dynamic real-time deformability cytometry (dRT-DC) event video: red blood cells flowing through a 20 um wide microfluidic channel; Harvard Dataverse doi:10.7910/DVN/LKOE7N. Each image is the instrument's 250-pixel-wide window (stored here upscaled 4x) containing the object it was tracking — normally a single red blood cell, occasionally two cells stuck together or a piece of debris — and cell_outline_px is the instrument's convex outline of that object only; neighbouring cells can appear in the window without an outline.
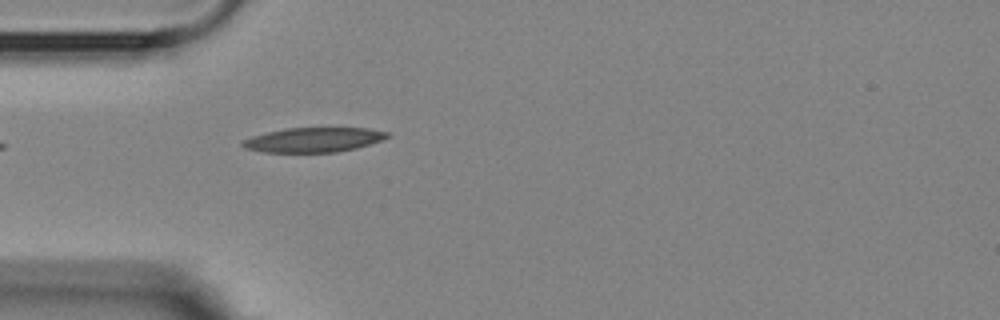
{"species": "Egyptian fruit bat (a non-hibernating species)", "species_latin": "Rousettus aegyptiacus", "temperature_condition": "room temperature", "stored_images_in_passage": 3, "camera_frame_rate_fps": 3000, "um_per_image_px": 0.085, "animal": {"sex": "female"}, "frame": {"image": 1, "passage_image": 3, "time_ms": 3.333, "image_size_px": [1000, 320], "cell_outline_px": [[392, 136], [356, 148], [336, 152], [264, 152], [244, 148], [240, 144], [240, 140], [252, 136], [284, 128], [368, 128], [388, 132]], "centroid_in_image_um": [26.62, 11.88], "position_along_channel_um": 58.4, "area_um2": 20.75}}